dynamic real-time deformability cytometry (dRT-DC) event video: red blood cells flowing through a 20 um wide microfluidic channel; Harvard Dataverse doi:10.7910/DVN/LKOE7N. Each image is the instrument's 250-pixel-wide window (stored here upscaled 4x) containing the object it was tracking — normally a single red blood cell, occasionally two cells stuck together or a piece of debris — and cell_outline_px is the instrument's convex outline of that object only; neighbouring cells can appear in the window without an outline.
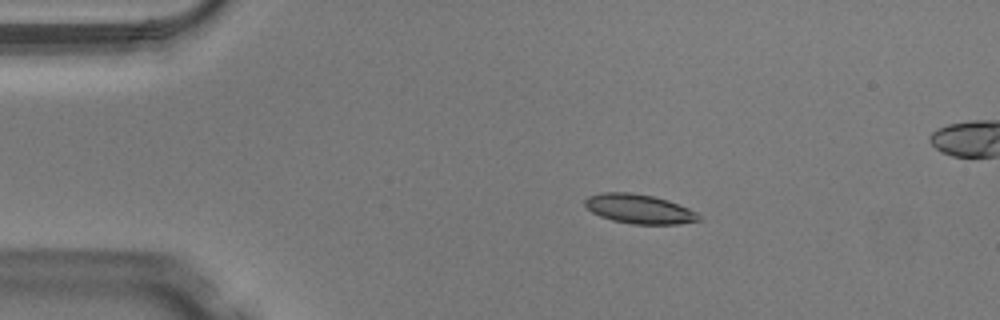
{"species": "Egyptian fruit bat (a non-hibernating species)", "species_latin": "Rousettus aegyptiacus", "temperature_condition": "warm", "stored_images_in_passage": 42, "camera_frame_rate_fps": 3000, "um_per_image_px": 0.085, "animal": {"sex": "male"}, "frame": {"image": 1, "passage_image": 1, "time_ms": 0.0, "image_size_px": [1000, 320], "cell_outline_px": [[704, 220], [680, 224], [632, 224], [612, 220], [600, 216], [592, 212], [584, 204], [584, 200], [588, 196], [600, 192], [632, 192], [652, 196], [668, 200], [688, 208], [696, 212]], "centroid_in_image_um": [54.34, 17.76], "position_along_channel_um": 30.7, "area_um2": 19.59}}
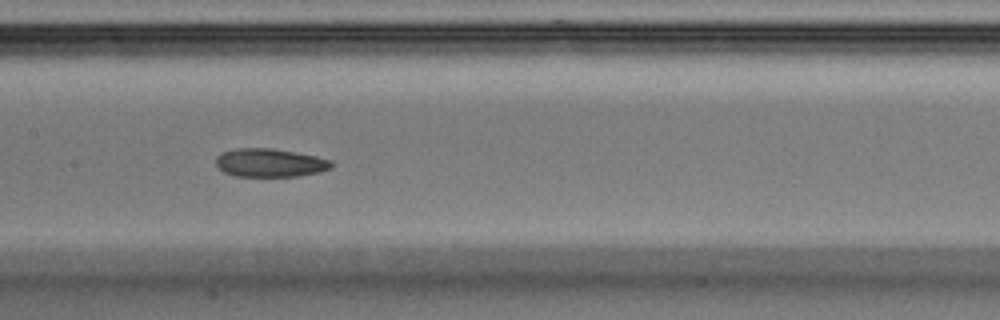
{"frame": {"image": 2, "passage_image": 16, "time_ms": 5.0, "image_size_px": [1000, 320], "cell_outline_px": [[336, 164], [332, 168], [320, 172], [296, 176], [236, 176], [224, 172], [216, 164], [216, 156], [220, 152], [236, 148], [272, 148], [316, 156], [332, 160]], "centroid_in_image_um": [22.97, 13.83], "position_along_channel_um": 184.4, "area_um2": 19.25}}
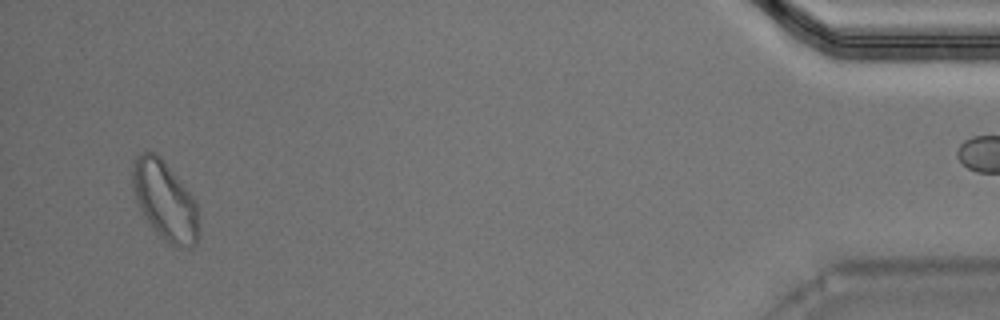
{"frame": {"image": 3, "passage_image": 39, "time_ms": 12.667, "image_size_px": [1000, 320], "cell_outline_px": [[200, 232], [196, 244], [192, 248], [176, 248], [164, 240], [152, 228], [144, 216], [136, 200], [132, 188], [132, 160], [136, 156], [144, 152], [156, 152], [164, 160], [196, 200], [200, 220]], "centroid_in_image_um": [14.05, 17.08], "position_along_channel_um": 421.1, "area_um2": 31.21}, "authors_computed_cell_mechanics": {"area_um2": 20.1144, "velocity_mm_per_s": 4.0952, "shape_relaxation_time_tau1_ms": 4.0966, "shape_relaxation_time_tau2_ms": 2.4518, "deformation_change_tau1": 0.123, "deformation_change_tau2": 0.0835}}